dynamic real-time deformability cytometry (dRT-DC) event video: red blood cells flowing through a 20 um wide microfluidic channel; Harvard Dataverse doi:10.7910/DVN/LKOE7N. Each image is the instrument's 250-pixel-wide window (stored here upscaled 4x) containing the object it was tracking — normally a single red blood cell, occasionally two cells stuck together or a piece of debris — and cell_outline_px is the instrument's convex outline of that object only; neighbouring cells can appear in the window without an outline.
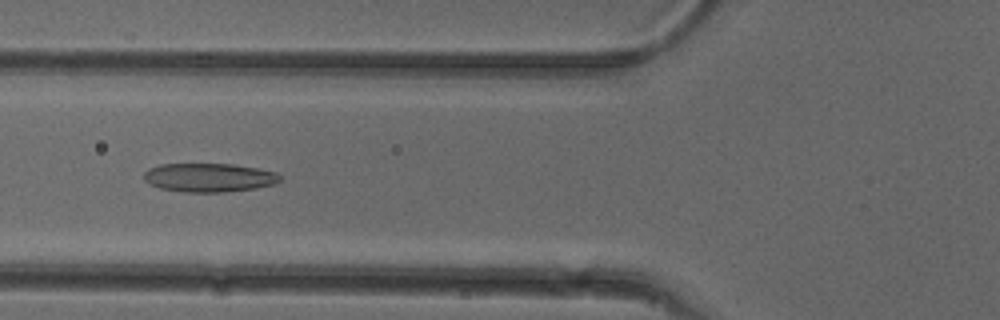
{"species": "common noctule bat (a hibernating species)", "species_latin": "Nyctalus noctula", "temperature_condition": "cold", "stored_images_in_passage": 50, "camera_frame_rate_fps": 3000, "um_per_image_px": 0.085, "animal": {"sex": "female"}, "frame": {"image": 1, "passage_image": 20, "time_ms": 6.333, "image_size_px": [1000, 320], "cell_outline_px": [[280, 180], [276, 184], [256, 188], [224, 192], [184, 192], [160, 188], [144, 180], [144, 172], [148, 168], [160, 164], [232, 164], [256, 168], [276, 172], [280, 176]], "centroid_in_image_um": [17.77, 15.09], "position_along_channel_um": 108.0, "area_um2": 22.77}}
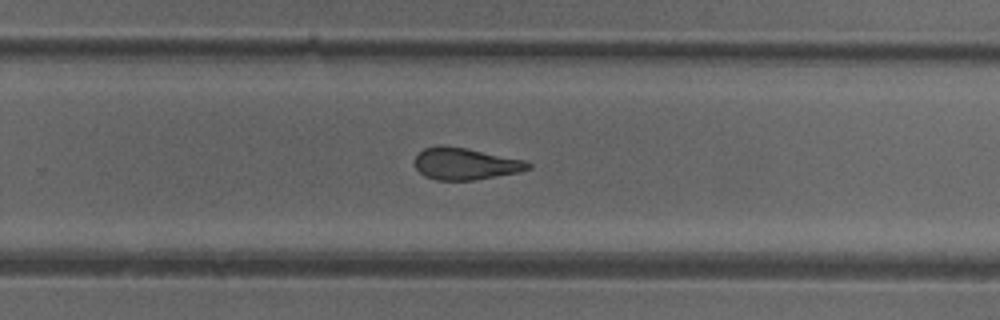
{"frame": {"image": 2, "passage_image": 34, "time_ms": 11.0, "image_size_px": [1000, 320], "cell_outline_px": [[532, 168], [520, 172], [476, 180], [436, 180], [424, 176], [416, 168], [416, 156], [424, 148], [440, 144], [444, 144], [468, 148], [524, 160], [532, 164]], "centroid_in_image_um": [39.57, 13.91], "position_along_channel_um": 290.2, "area_um2": 21.27}}
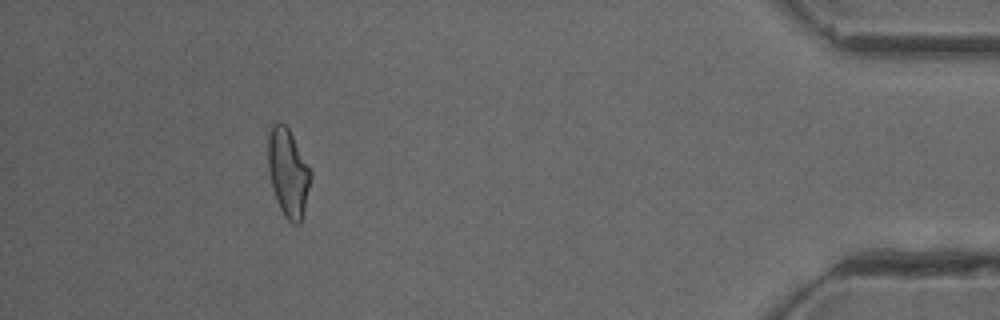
{"frame": {"image": 3, "passage_image": 48, "time_ms": 15.667, "image_size_px": [1000, 320], "cell_outline_px": [[312, 176], [304, 212], [300, 224], [292, 224], [284, 216], [276, 200], [272, 188], [268, 172], [268, 136], [272, 124], [280, 120], [288, 128], [312, 172]], "centroid_in_image_um": [24.48, 14.69], "position_along_channel_um": 410.7, "area_um2": 22.02}}